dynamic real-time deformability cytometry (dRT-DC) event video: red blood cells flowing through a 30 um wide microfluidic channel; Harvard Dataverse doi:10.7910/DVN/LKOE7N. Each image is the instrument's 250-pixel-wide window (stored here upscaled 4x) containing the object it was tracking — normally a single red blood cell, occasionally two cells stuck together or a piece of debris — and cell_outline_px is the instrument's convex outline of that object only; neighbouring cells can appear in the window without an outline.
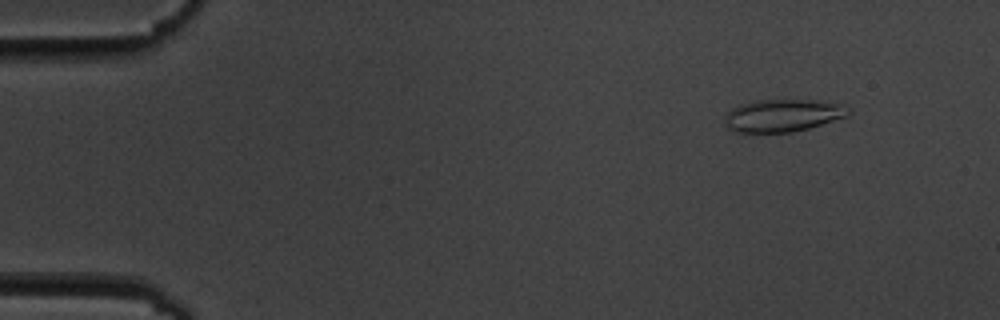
{"species": "common noctule bat (a hibernating species)", "species_latin": "Nyctalus noctula", "temperature_condition": "cold", "stored_images_in_passage": 5, "camera_frame_rate_fps": 3000, "um_per_image_px": 0.085, "animal": {"sex": "male", "body_mass_g": 19.5, "forearm_length_mm": 54.6}, "frame": {"image": 1, "passage_image": 2, "time_ms": 1.333, "image_size_px": [1000, 320], "cell_outline_px": [[852, 112], [848, 116], [808, 128], [792, 132], [744, 136], [728, 128], [724, 124], [724, 116], [732, 108], [740, 104], [756, 100], [812, 100], [840, 104], [852, 108]], "centroid_in_image_um": [66.46, 9.86], "position_along_channel_um": 18.5, "area_um2": 24.28}}